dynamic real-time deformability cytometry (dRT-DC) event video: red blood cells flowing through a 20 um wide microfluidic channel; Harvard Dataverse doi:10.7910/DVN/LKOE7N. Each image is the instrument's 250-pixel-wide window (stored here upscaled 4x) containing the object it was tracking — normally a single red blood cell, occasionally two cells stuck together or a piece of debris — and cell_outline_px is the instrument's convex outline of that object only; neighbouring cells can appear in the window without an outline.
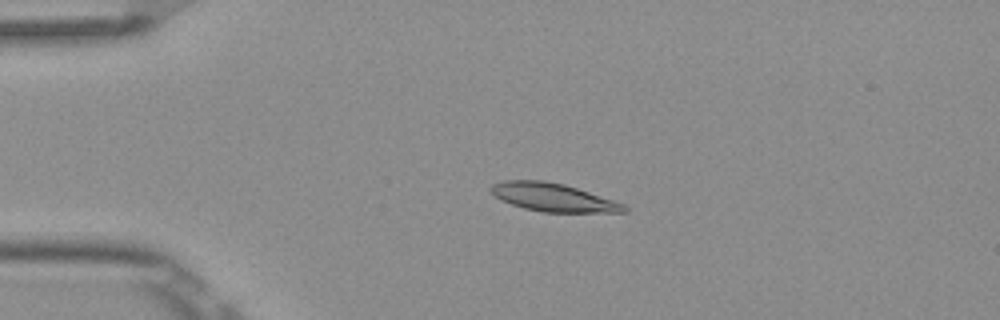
{"species": "Egyptian fruit bat (a non-hibernating species)", "species_latin": "Rousettus aegyptiacus", "temperature_condition": "room temperature", "stored_images_in_passage": 5, "camera_frame_rate_fps": 3000, "um_per_image_px": 0.085, "frame": {"image": 1, "passage_image": 4, "time_ms": 1.0, "image_size_px": [1000, 320], "cell_outline_px": [[628, 212], [544, 212], [524, 208], [500, 200], [488, 188], [492, 184], [504, 180], [544, 180], [564, 184], [624, 204], [628, 208]], "centroid_in_image_um": [46.98, 16.77], "position_along_channel_um": 38.0, "area_um2": 21.68}}